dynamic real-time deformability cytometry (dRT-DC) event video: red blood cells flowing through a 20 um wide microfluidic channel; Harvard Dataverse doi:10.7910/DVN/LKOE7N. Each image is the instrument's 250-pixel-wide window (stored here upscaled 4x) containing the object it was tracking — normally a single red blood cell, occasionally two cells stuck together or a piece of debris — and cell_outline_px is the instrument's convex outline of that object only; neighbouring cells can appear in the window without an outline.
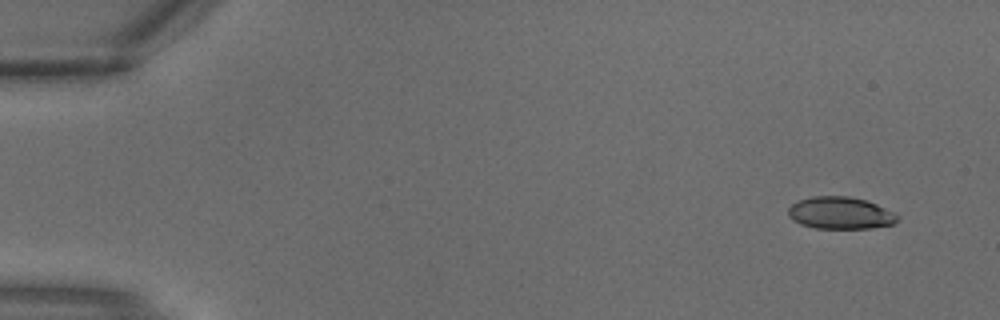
{"species": "common noctule bat (a hibernating species)", "species_latin": "Nyctalus noctula", "temperature_condition": "warm", "stored_images_in_passage": 2, "camera_frame_rate_fps": 3000, "um_per_image_px": 0.085, "animal": {"sex": "male", "body_mass_g": 18.8}, "frame": {"image": 1, "passage_image": 1, "time_ms": 0.0, "image_size_px": [1000, 320], "cell_outline_px": [[900, 216], [892, 224], [872, 228], [816, 228], [800, 224], [792, 220], [788, 216], [788, 208], [792, 204], [800, 200], [812, 196], [848, 196], [868, 200], [896, 212]], "centroid_in_image_um": [71.45, 18.1], "position_along_channel_um": 13.6, "area_um2": 20.63}}